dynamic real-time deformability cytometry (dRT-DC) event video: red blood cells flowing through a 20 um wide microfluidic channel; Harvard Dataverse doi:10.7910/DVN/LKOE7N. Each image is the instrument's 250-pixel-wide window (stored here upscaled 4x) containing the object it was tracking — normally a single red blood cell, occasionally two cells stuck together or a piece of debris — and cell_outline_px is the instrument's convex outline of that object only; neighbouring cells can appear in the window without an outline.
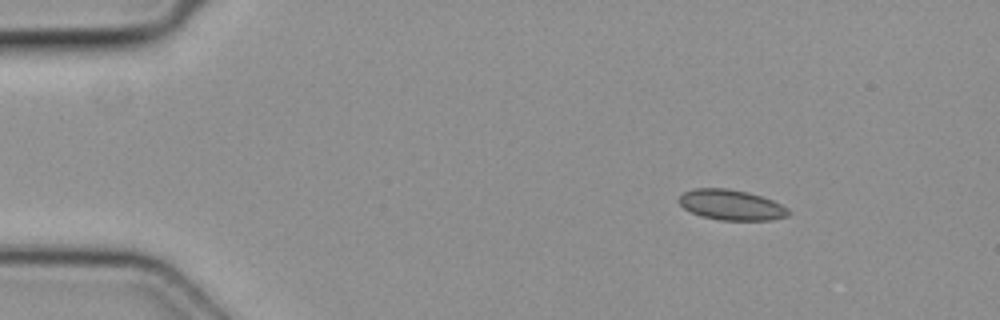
{"species": "common noctule bat (a hibernating species)", "species_latin": "Nyctalus noctula", "temperature_condition": "cold", "stored_images_in_passage": 4, "camera_frame_rate_fps": 3000, "um_per_image_px": 0.085, "animal": {"sex": "female", "body_mass_g": 19.3, "forearm_length_mm": 54.1}, "frame": {"image": 1, "passage_image": 2, "time_ms": 0.333, "image_size_px": [1000, 320], "cell_outline_px": [[792, 212], [788, 216], [772, 220], [720, 220], [700, 216], [684, 208], [676, 200], [684, 192], [696, 188], [728, 188], [748, 192], [772, 200], [788, 208]], "centroid_in_image_um": [62.16, 17.42], "position_along_channel_um": 22.8, "area_um2": 19.48}}
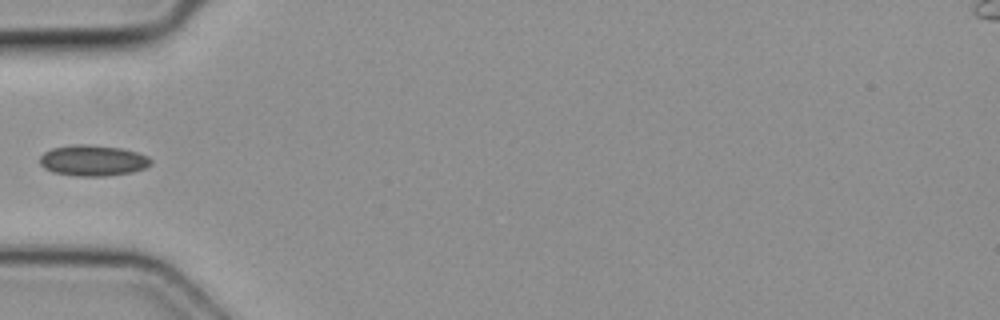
{"frame": {"image": 2, "passage_image": 4, "time_ms": 1.0, "image_size_px": [1000, 320], "cell_outline_px": [[152, 164], [144, 168], [132, 172], [108, 176], [76, 176], [52, 172], [44, 168], [40, 164], [40, 156], [44, 152], [52, 148], [72, 144], [84, 144], [120, 148], [136, 152], [148, 156], [152, 160]], "centroid_in_image_um": [7.88, 13.65], "position_along_channel_um": 77.1, "area_um2": 20.06}}